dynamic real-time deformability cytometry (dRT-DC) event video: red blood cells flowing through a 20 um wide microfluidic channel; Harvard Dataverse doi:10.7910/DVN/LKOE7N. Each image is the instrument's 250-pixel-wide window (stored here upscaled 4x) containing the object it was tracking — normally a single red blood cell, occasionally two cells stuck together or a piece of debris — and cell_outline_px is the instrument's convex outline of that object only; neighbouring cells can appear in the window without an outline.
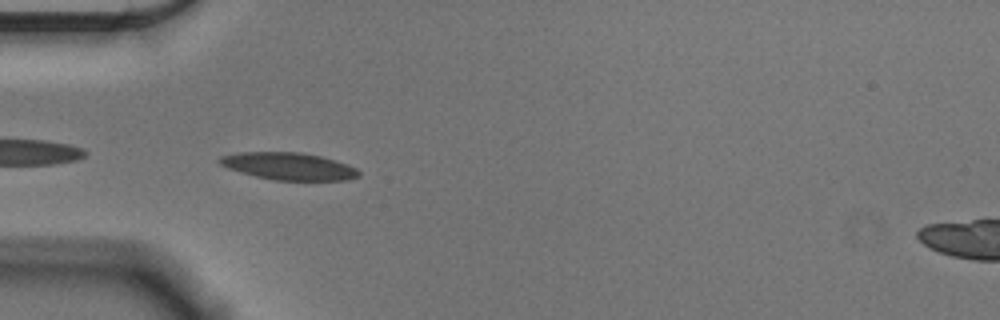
{"species": "Egyptian fruit bat (a non-hibernating species)", "species_latin": "Rousettus aegyptiacus", "temperature_condition": "cold", "stored_images_in_passage": 41, "camera_frame_rate_fps": 3000, "um_per_image_px": 0.085, "animal": {"sex": "male"}, "frame": {"image": 1, "passage_image": 2, "time_ms": 0.333, "image_size_px": [1000, 320], "cell_outline_px": [[360, 176], [348, 180], [276, 180], [256, 176], [240, 172], [228, 168], [220, 164], [216, 160], [220, 156], [240, 152], [300, 152], [320, 156], [336, 160], [348, 164], [356, 168], [360, 172]], "centroid_in_image_um": [24.55, 14.12], "position_along_channel_um": 60.5, "area_um2": 22.14}}
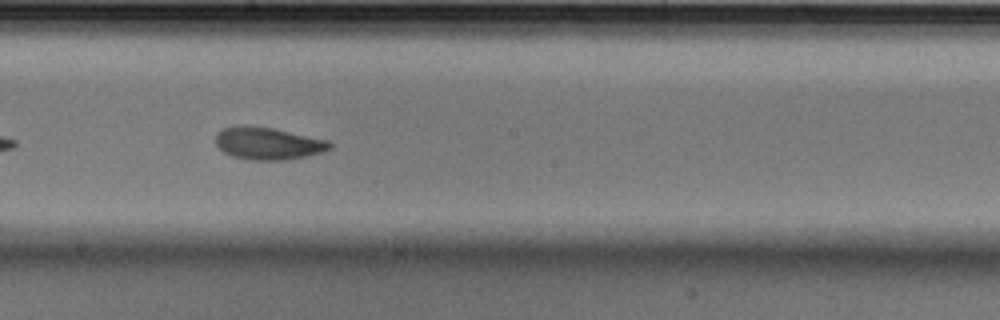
{"frame": {"image": 2, "passage_image": 16, "time_ms": 5.0, "image_size_px": [1000, 320], "cell_outline_px": [[332, 148], [324, 152], [308, 156], [288, 160], [248, 160], [232, 156], [224, 152], [216, 144], [216, 136], [224, 128], [244, 124], [272, 128], [328, 140], [332, 144]], "centroid_in_image_um": [22.81, 12.2], "position_along_channel_um": 225.4, "area_um2": 21.62}}
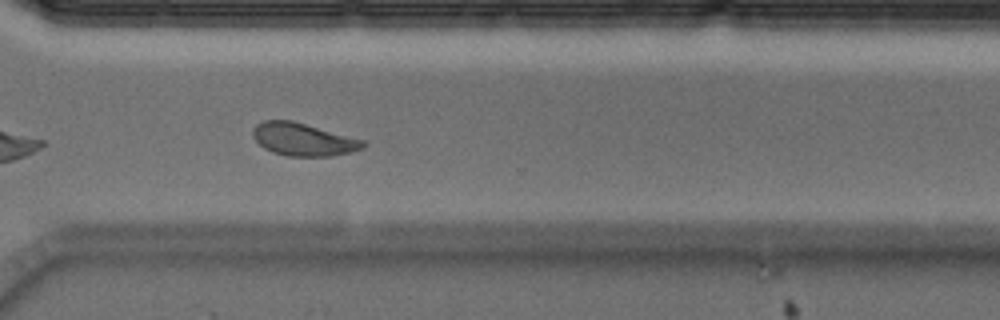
{"frame": {"image": 3, "passage_image": 26, "time_ms": 8.333, "image_size_px": [1000, 320], "cell_outline_px": [[368, 144], [364, 148], [352, 152], [332, 156], [288, 156], [272, 152], [264, 148], [252, 136], [252, 132], [256, 124], [264, 120], [292, 120], [364, 140]], "centroid_in_image_um": [25.79, 11.85], "position_along_channel_um": 344.8, "area_um2": 21.1}, "authors_computed_cell_mechanics": {"area_um2": 21.4438, "velocity_mm_per_s": 3.5886, "shape_relaxation_time_tau1_ms": 3.6425, "shape_relaxation_time_tau2_ms": 2.3304, "deformation_change_tau1": 0.1192, "deformation_change_tau2": 0.0637}}